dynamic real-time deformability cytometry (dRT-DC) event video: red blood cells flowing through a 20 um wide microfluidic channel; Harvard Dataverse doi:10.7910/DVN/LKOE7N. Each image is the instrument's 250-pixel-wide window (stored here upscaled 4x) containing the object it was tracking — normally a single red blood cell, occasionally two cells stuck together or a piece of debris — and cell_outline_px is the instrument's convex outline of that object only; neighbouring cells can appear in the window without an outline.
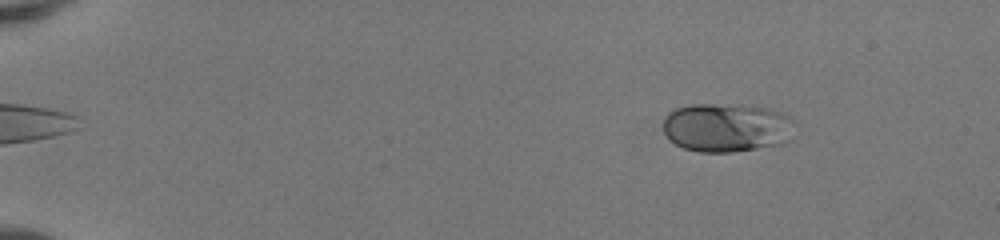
{"species": "human", "species_latin": "Homo sapiens", "temperature_condition": "room temperature", "stored_images_in_passage": 44, "camera_frame_rate_fps": 3000, "um_per_image_px": 0.085, "donor": {"sex": "female"}, "frame": {"image": 1, "passage_image": 1, "time_ms": 0.0, "image_size_px": [1000, 240], "cell_outline_px": [[788, 140], [784, 144], [732, 152], [700, 152], [684, 148], [668, 140], [664, 132], [664, 116], [668, 112], [676, 108], [692, 104], [740, 104], [764, 108], [780, 112], [788, 116]], "centroid_in_image_um": [61.65, 10.84], "position_along_channel_um": 23.3, "area_um2": 37.11}}
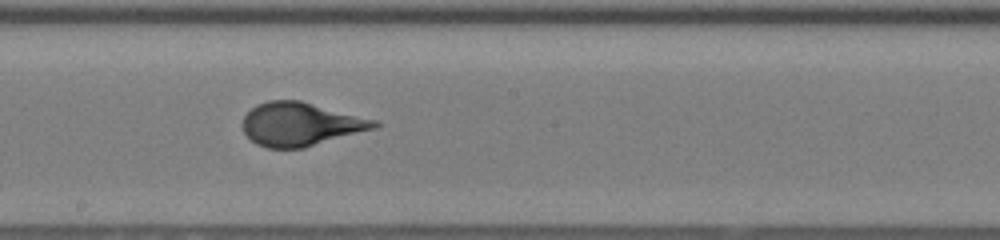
{"frame": {"image": 2, "passage_image": 24, "time_ms": 7.667, "image_size_px": [1000, 240], "cell_outline_px": [[380, 124], [376, 128], [304, 148], [268, 148], [256, 144], [244, 132], [244, 116], [256, 104], [268, 100], [300, 100], [376, 120]], "centroid_in_image_um": [25.55, 10.55], "position_along_channel_um": 222.6, "area_um2": 33.12}}
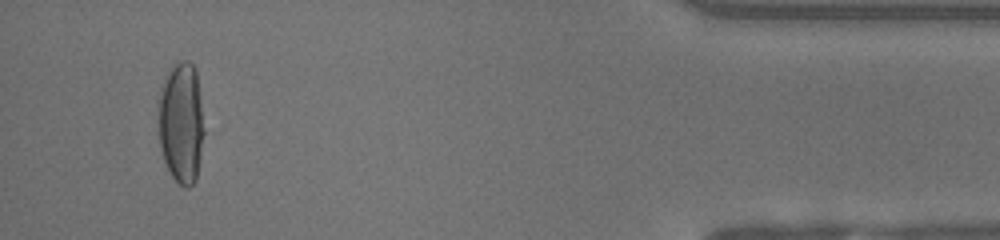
{"frame": {"image": 3, "passage_image": 42, "time_ms": 13.667, "image_size_px": [1000, 240], "cell_outline_px": [[204, 132], [196, 180], [188, 188], [184, 188], [172, 176], [164, 160], [160, 148], [160, 92], [168, 68], [176, 60], [188, 60], [196, 68], [200, 96]], "centroid_in_image_um": [15.42, 10.39], "position_along_channel_um": 419.8, "area_um2": 32.14}, "authors_computed_cell_mechanics": {"area_um2": 33.0616, "velocity_mm_per_s": 4.1738, "shape_relaxation_time_tau1_ms": 4.043, "shape_relaxation_time_tau2_ms": null, "deformation_change_tau1": 0.1937, "deformation_change_tau2": null}}